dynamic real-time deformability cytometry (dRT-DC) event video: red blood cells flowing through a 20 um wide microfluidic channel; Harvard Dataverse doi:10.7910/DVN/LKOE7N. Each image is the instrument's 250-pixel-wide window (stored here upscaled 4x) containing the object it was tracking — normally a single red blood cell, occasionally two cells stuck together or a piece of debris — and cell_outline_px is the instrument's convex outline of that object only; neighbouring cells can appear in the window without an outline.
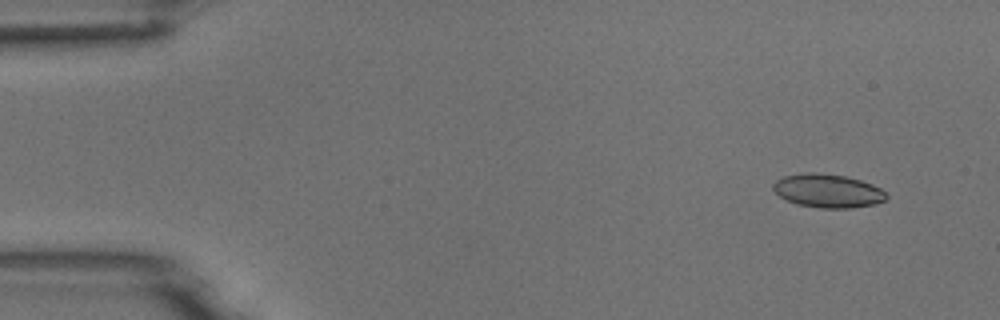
{"species": "common noctule bat (a hibernating species)", "species_latin": "Nyctalus noctula", "temperature_condition": "room temperature", "stored_images_in_passage": 4, "camera_frame_rate_fps": 3000, "um_per_image_px": 0.085, "animal": {"sex": "male", "body_mass_g": 18.8}, "frame": {"image": 1, "passage_image": 1, "time_ms": 0.0, "image_size_px": [1000, 320], "cell_outline_px": [[888, 196], [884, 200], [876, 204], [852, 208], [820, 208], [796, 204], [780, 196], [772, 188], [772, 184], [776, 180], [784, 176], [808, 172], [816, 172], [844, 176], [860, 180], [872, 184], [880, 188]], "centroid_in_image_um": [70.36, 16.22], "position_along_channel_um": 14.6, "area_um2": 22.08}}
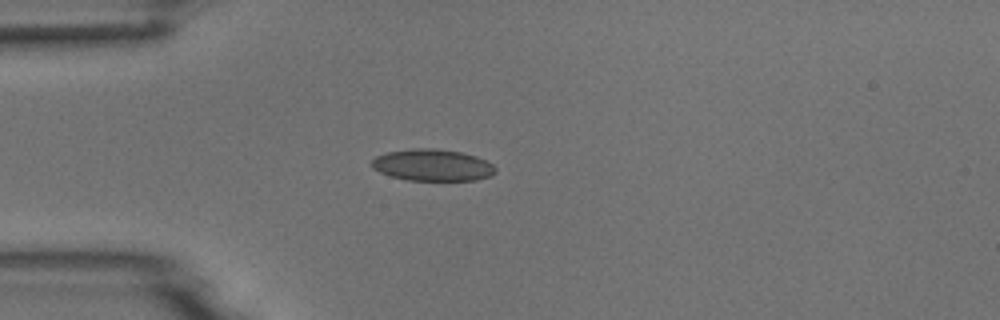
{"frame": {"image": 2, "passage_image": 4, "time_ms": 3.333, "image_size_px": [1000, 320], "cell_outline_px": [[496, 172], [492, 176], [476, 180], [408, 180], [392, 176], [380, 172], [372, 168], [372, 160], [376, 156], [384, 152], [412, 148], [432, 148], [460, 152], [476, 156], [492, 164], [496, 168]], "centroid_in_image_um": [36.76, 14.03], "position_along_channel_um": 48.2, "area_um2": 22.89}}